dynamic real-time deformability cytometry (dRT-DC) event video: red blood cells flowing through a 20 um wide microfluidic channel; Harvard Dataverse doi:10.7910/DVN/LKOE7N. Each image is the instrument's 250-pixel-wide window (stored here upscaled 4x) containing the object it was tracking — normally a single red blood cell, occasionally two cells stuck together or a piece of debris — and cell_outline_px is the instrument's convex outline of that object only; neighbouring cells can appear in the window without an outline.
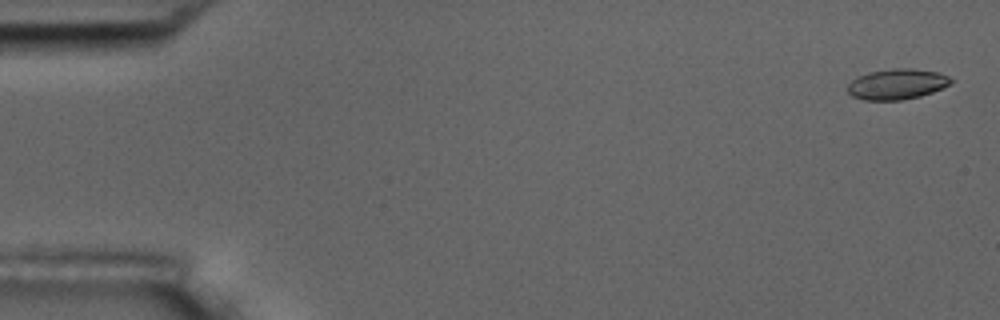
{"species": "common noctule bat (a hibernating species)", "species_latin": "Nyctalus noctula", "temperature_condition": "room temperature", "stored_images_in_passage": 57, "camera_frame_rate_fps": 3000, "um_per_image_px": 0.085, "animal": {"sex": "male", "body_mass_g": 17.5, "forearm_length_mm": 52.3}, "frame": {"image": 1, "passage_image": 2, "time_ms": 0.333, "image_size_px": [1000, 320], "cell_outline_px": [[952, 80], [944, 88], [920, 96], [900, 100], [864, 100], [852, 96], [848, 92], [848, 84], [856, 76], [868, 72], [892, 68], [912, 68], [940, 72], [948, 76]], "centroid_in_image_um": [76.23, 7.14], "position_along_channel_um": 8.8, "area_um2": 18.5}}
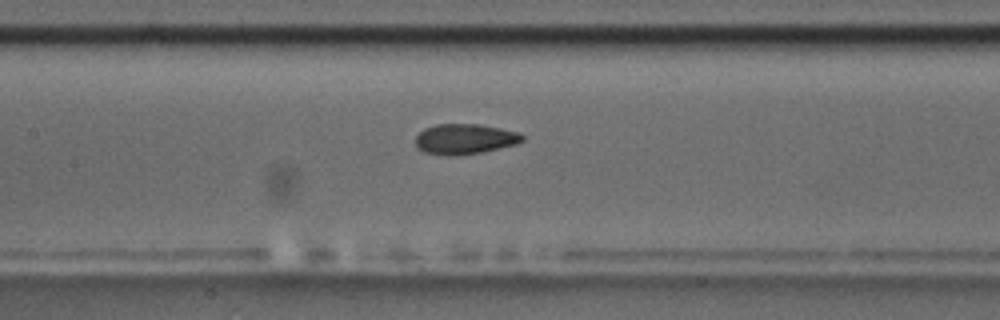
{"frame": {"image": 2, "passage_image": 27, "time_ms": 8.667, "image_size_px": [1000, 320], "cell_outline_px": [[524, 140], [516, 144], [480, 152], [456, 156], [424, 152], [416, 148], [416, 136], [424, 128], [436, 124], [480, 124], [520, 132], [524, 136]], "centroid_in_image_um": [39.5, 11.8], "position_along_channel_um": 167.9, "area_um2": 18.84}}
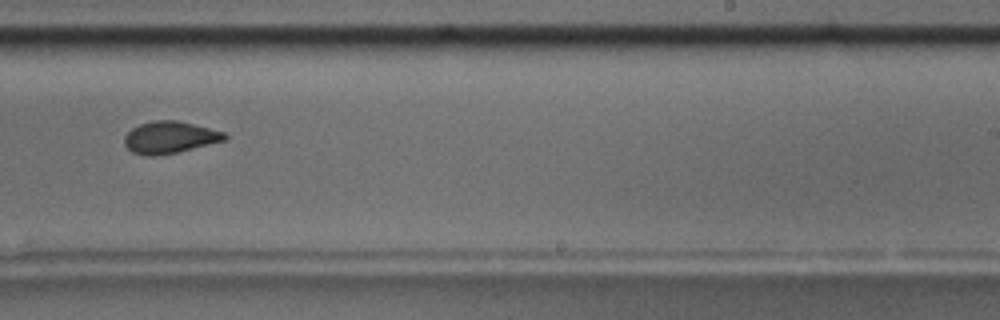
{"frame": {"image": 3, "passage_image": 36, "time_ms": 11.667, "image_size_px": [1000, 320], "cell_outline_px": [[228, 136], [224, 140], [176, 152], [152, 156], [144, 156], [132, 152], [124, 144], [124, 136], [132, 128], [140, 124], [152, 120], [176, 120], [224, 132]], "centroid_in_image_um": [14.37, 11.67], "position_along_channel_um": 274.6, "area_um2": 18.38}, "authors_computed_cell_mechanics": {"area_um2": 18.8428, "velocity_mm_per_s": 3.5724, "shape_relaxation_time_tau1_ms": 10.1811, "shape_relaxation_time_tau2_ms": 3.2005, "deformation_change_tau1": 0.1901, "deformation_change_tau2": 0.0696}}